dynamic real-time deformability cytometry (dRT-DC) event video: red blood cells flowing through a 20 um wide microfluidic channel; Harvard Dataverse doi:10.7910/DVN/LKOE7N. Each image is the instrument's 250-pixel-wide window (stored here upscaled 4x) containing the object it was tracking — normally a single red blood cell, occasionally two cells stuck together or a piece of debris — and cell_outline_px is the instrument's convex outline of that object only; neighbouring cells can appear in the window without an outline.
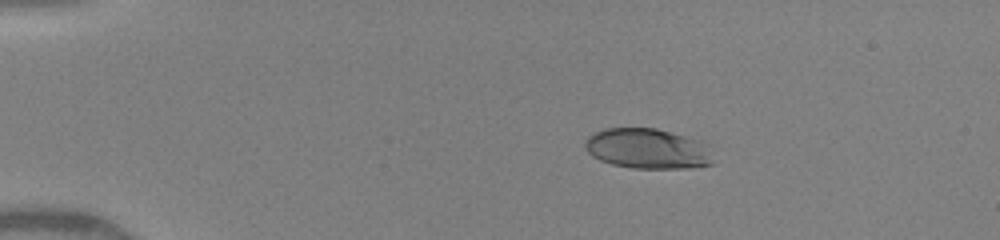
{"species": "human", "species_latin": "Homo sapiens", "temperature_condition": "warm", "stored_images_in_passage": 32, "camera_frame_rate_fps": 3000, "um_per_image_px": 0.085, "donor": {"sex": "female"}, "frame": {"image": 1, "passage_image": 2, "time_ms": 1.0, "image_size_px": [1000, 240], "cell_outline_px": [[712, 164], [692, 168], [632, 168], [612, 164], [600, 160], [592, 156], [584, 148], [584, 144], [588, 136], [604, 128], [656, 128], [700, 140], [708, 144]], "centroid_in_image_um": [55.03, 12.63], "position_along_channel_um": 30.0, "area_um2": 30.11}}
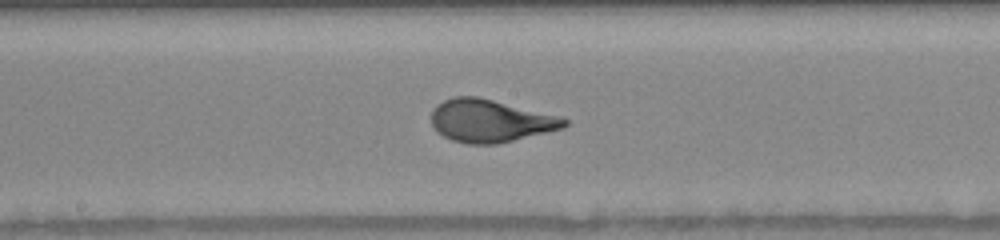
{"frame": {"image": 2, "passage_image": 15, "time_ms": 7.0, "image_size_px": [1000, 240], "cell_outline_px": [[568, 124], [564, 128], [496, 144], [468, 144], [452, 140], [436, 132], [432, 124], [432, 108], [436, 104], [452, 96], [476, 96], [560, 116], [568, 120]], "centroid_in_image_um": [41.64, 10.26], "position_along_channel_um": 206.6, "area_um2": 33.0}}
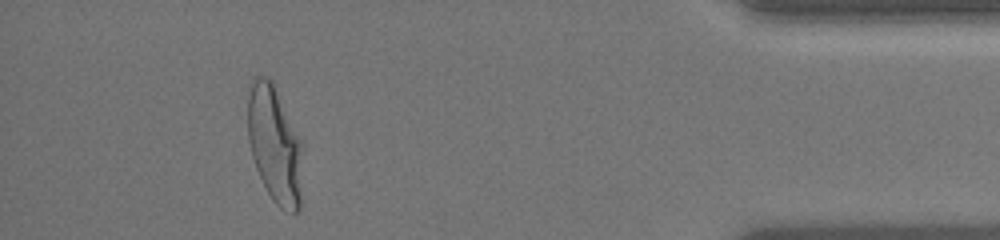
{"frame": {"image": 3, "passage_image": 29, "time_ms": 13.0, "image_size_px": [1000, 240], "cell_outline_px": [[304, 144], [300, 208], [296, 212], [292, 212], [280, 208], [272, 200], [256, 168], [252, 156], [248, 140], [248, 84], [256, 76], [264, 76], [272, 80]], "centroid_in_image_um": [23.37, 12.26], "position_along_channel_um": 411.8, "area_um2": 38.09}, "authors_computed_cell_mechanics": {"area_um2": 32.8304, "velocity_mm_per_s": 4.1733, "shape_relaxation_time_tau1_ms": 3.5938, "shape_relaxation_time_tau2_ms": null, "deformation_change_tau1": 0.1962, "deformation_change_tau2": null}}